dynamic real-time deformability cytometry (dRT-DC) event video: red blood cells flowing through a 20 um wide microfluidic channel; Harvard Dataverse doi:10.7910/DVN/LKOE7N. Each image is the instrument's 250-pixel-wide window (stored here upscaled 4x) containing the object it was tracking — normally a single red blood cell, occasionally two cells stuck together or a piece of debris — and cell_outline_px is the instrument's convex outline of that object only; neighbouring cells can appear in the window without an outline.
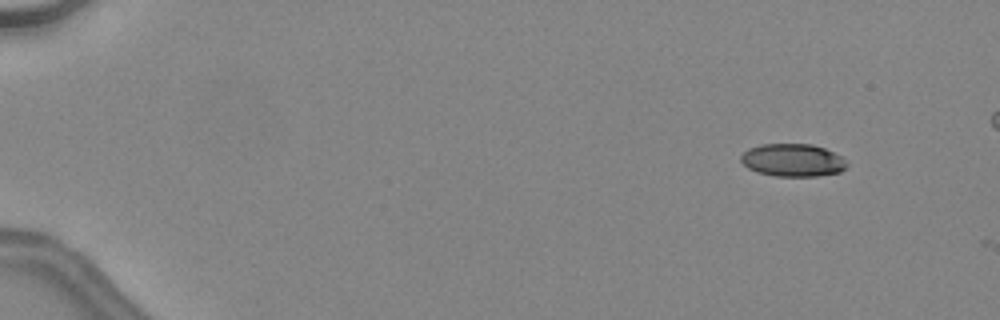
{"species": "common noctule bat (a hibernating species)", "species_latin": "Nyctalus noctula", "temperature_condition": "warm", "stored_images_in_passage": 21, "camera_frame_rate_fps": 3000, "um_per_image_px": 0.085, "animal": {"sex": "female", "body_mass_g": 24.6, "forearm_length_mm": 56.2}, "frame": {"image": 1, "passage_image": 6, "time_ms": 1.667, "image_size_px": [1000, 320], "cell_outline_px": [[848, 164], [840, 172], [816, 176], [776, 176], [756, 172], [748, 168], [740, 160], [740, 156], [748, 148], [760, 144], [812, 144], [824, 148], [840, 156]], "centroid_in_image_um": [67.34, 13.61], "position_along_channel_um": 17.7, "area_um2": 20.17}}